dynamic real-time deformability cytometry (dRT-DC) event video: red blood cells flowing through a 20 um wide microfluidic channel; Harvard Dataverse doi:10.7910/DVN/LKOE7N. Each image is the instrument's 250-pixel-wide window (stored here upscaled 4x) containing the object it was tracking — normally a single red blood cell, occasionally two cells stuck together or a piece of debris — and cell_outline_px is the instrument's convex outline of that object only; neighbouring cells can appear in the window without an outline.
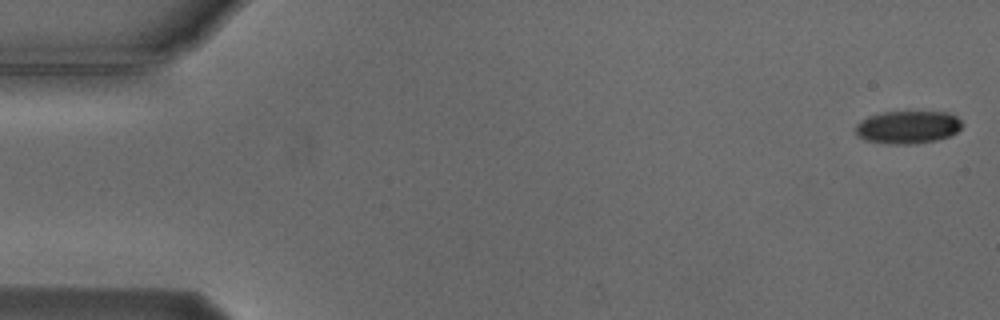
{"species": "Egyptian fruit bat (a non-hibernating species)", "species_latin": "Rousettus aegyptiacus", "temperature_condition": "cold", "stored_images_in_passage": 4, "segment_of_instrument_passage": [2, 2], "camera_frame_rate_fps": 3000, "um_per_image_px": 0.085, "animal": {"sex": "male"}, "frame": {"image": 1, "passage_image": 4, "time_ms": 4.333, "image_size_px": [1000, 320], "cell_outline_px": [[964, 124], [956, 132], [948, 136], [936, 140], [908, 144], [892, 144], [864, 140], [856, 136], [856, 124], [860, 120], [868, 116], [884, 112], [948, 112], [956, 116]], "centroid_in_image_um": [77.14, 10.8], "position_along_channel_um": 7.9, "area_um2": 20.35}}